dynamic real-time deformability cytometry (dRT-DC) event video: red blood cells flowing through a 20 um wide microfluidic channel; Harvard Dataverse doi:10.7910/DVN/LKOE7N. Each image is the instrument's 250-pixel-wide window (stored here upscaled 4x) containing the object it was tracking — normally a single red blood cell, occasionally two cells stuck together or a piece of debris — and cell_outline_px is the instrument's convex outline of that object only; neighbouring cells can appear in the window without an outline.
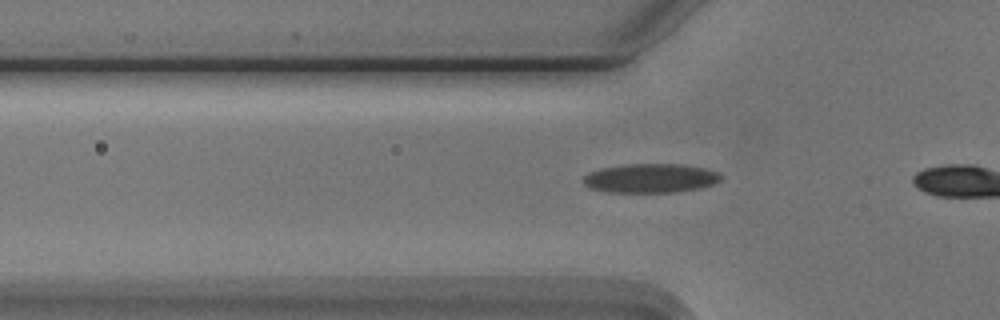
{"species": "Egyptian fruit bat (a non-hibernating species)", "species_latin": "Rousettus aegyptiacus", "temperature_condition": "cold", "stored_images_in_passage": 12, "camera_frame_rate_fps": 3000, "um_per_image_px": 0.085, "animal": {"sex": "male"}, "frame": {"image": 1, "passage_image": 6, "time_ms": 1.667, "image_size_px": [1000, 320], "cell_outline_px": [[724, 176], [720, 180], [712, 184], [700, 188], [676, 192], [604, 192], [592, 188], [584, 184], [584, 176], [588, 172], [600, 168], [628, 164], [680, 164], [704, 168], [716, 172]], "centroid_in_image_um": [55.28, 15.15], "position_along_channel_um": 70.5, "area_um2": 23.29}}
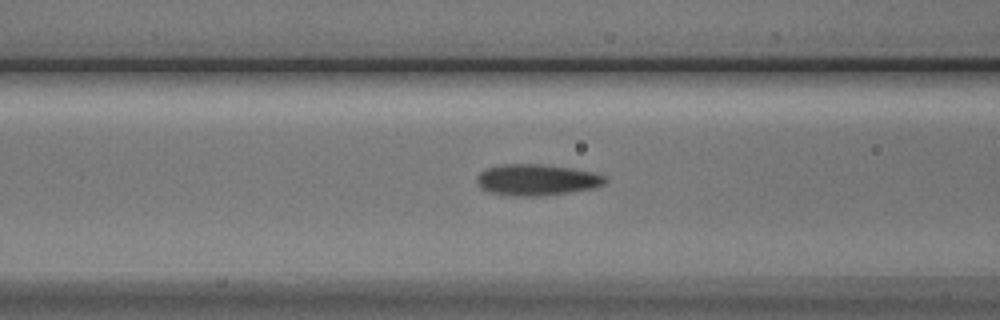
{"frame": {"image": 2, "passage_image": 10, "time_ms": 3.0, "image_size_px": [1000, 320], "cell_outline_px": [[608, 180], [604, 184], [592, 188], [568, 192], [540, 196], [512, 196], [488, 192], [480, 188], [476, 180], [476, 176], [480, 172], [488, 168], [504, 164], [544, 164], [572, 168], [592, 172], [604, 176]], "centroid_in_image_um": [45.59, 15.28], "position_along_channel_um": 121.0, "area_um2": 23.35}}